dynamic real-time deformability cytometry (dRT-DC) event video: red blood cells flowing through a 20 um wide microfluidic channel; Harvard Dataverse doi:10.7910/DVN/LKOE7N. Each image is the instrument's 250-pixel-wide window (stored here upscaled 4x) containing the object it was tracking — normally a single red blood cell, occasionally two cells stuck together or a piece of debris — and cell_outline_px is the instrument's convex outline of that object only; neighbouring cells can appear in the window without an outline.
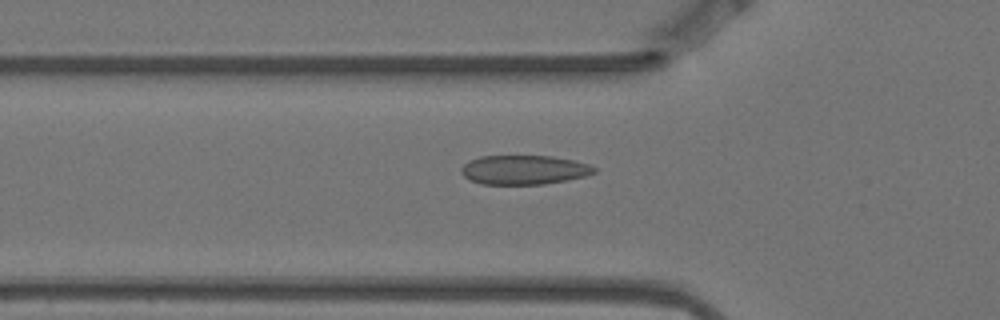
{"species": "Egyptian fruit bat (a non-hibernating species)", "species_latin": "Rousettus aegyptiacus", "temperature_condition": "warm", "stored_images_in_passage": 5, "camera_frame_rate_fps": 3000, "um_per_image_px": 0.085, "animal": {"sex": "female"}, "frame": {"image": 1, "passage_image": 5, "time_ms": 1.333, "image_size_px": [1000, 320], "cell_outline_px": [[596, 172], [588, 176], [544, 184], [480, 184], [468, 180], [460, 172], [460, 168], [468, 160], [480, 156], [552, 156], [572, 160], [588, 164], [596, 168]], "centroid_in_image_um": [44.51, 14.44], "position_along_channel_um": 81.3, "area_um2": 22.83}}